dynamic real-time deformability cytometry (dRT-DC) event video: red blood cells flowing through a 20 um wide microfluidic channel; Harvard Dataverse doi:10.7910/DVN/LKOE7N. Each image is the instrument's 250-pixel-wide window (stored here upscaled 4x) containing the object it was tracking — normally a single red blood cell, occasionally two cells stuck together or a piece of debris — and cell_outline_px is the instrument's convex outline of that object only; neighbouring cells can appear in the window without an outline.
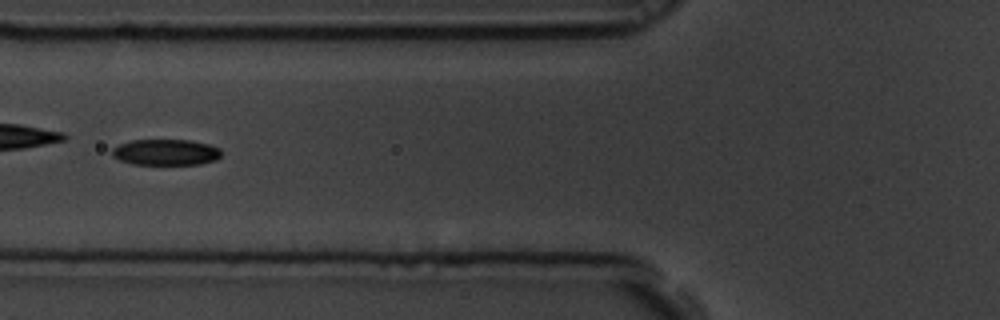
{"species": "common noctule bat (a hibernating species)", "species_latin": "Nyctalus noctula", "temperature_condition": "room temperature", "stored_images_in_passage": 8, "camera_frame_rate_fps": 3000, "um_per_image_px": 0.085, "animal": {"sex": "male", "body_mass_g": 19.5, "forearm_length_mm": 54.6}, "frame": {"image": 1, "passage_image": 6, "time_ms": 1.667, "image_size_px": [1000, 320], "cell_outline_px": [[220, 156], [216, 160], [200, 164], [132, 164], [120, 160], [112, 156], [112, 148], [120, 144], [132, 140], [188, 140], [208, 144], [220, 148]], "centroid_in_image_um": [14.08, 12.94], "position_along_channel_um": 111.7, "area_um2": 16.47}}